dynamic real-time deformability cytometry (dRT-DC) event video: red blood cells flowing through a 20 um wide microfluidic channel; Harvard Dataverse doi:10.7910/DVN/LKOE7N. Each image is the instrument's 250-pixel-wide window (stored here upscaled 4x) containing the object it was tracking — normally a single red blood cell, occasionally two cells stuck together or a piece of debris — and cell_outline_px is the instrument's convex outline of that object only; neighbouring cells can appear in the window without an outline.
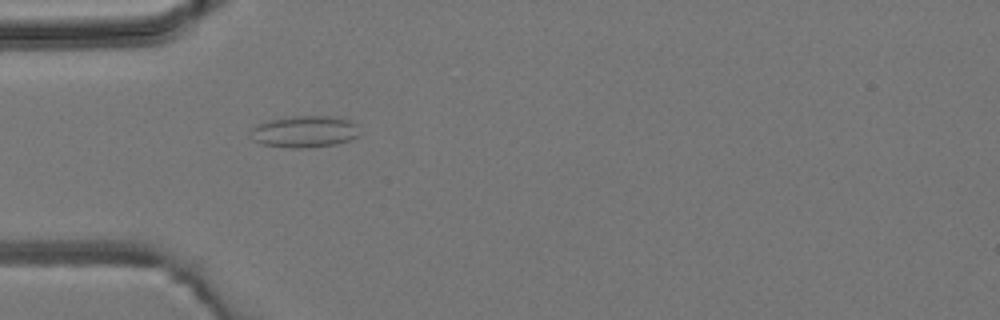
{"species": "common noctule bat (a hibernating species)", "species_latin": "Nyctalus noctula", "temperature_condition": "room temperature", "stored_images_in_passage": 3, "camera_frame_rate_fps": 3000, "um_per_image_px": 0.085, "animal": {"sex": "male", "body_mass_g": 19.2, "forearm_length_mm": 51.8}, "frame": {"image": 1, "passage_image": 3, "time_ms": 3.0, "image_size_px": [1000, 320], "cell_outline_px": [[360, 136], [336, 144], [308, 148], [292, 148], [260, 144], [252, 140], [248, 132], [252, 128], [268, 120], [292, 116], [336, 116], [348, 120], [356, 124]], "centroid_in_image_um": [25.86, 11.19], "position_along_channel_um": 59.1, "area_um2": 20.35}}